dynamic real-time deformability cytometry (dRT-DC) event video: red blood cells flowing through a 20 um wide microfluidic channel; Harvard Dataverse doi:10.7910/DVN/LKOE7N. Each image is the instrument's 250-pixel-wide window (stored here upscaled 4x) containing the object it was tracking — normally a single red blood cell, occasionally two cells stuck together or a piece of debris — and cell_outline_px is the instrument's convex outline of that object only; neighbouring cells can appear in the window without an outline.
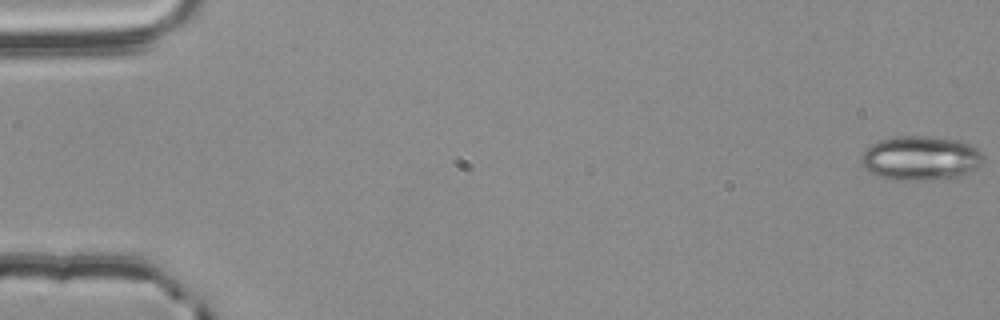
{"species": "common noctule bat (a hibernating species)", "species_latin": "Nyctalus noctula", "temperature_condition": "room temperature", "stored_images_in_passage": 56, "camera_frame_rate_fps": 3000, "um_per_image_px": 0.085, "animal": {"sex": "male", "body_mass_g": 20.4}, "frame": {"image": 1, "passage_image": 1, "time_ms": 0.0, "image_size_px": [1000, 320], "cell_outline_px": [[984, 156], [980, 164], [976, 168], [968, 172], [956, 176], [920, 180], [896, 180], [880, 176], [872, 172], [860, 160], [860, 156], [864, 148], [868, 144], [880, 140], [900, 136], [928, 136], [952, 140], [968, 144], [976, 148]], "centroid_in_image_um": [78.2, 13.42], "position_along_channel_um": 6.8, "area_um2": 30.92}}
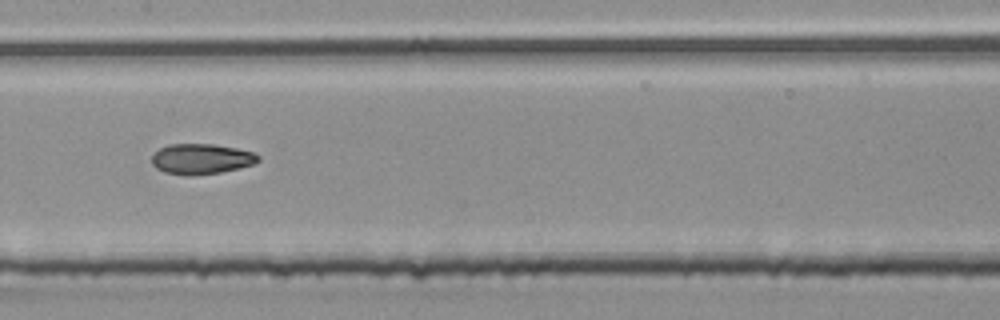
{"frame": {"image": 2, "passage_image": 29, "time_ms": 9.333, "image_size_px": [1000, 320], "cell_outline_px": [[260, 160], [252, 164], [220, 172], [192, 176], [188, 176], [164, 172], [156, 168], [152, 164], [152, 156], [160, 148], [168, 144], [216, 144], [236, 148], [252, 152], [260, 156]], "centroid_in_image_um": [17.08, 13.51], "position_along_channel_um": 190.3, "area_um2": 18.79}}
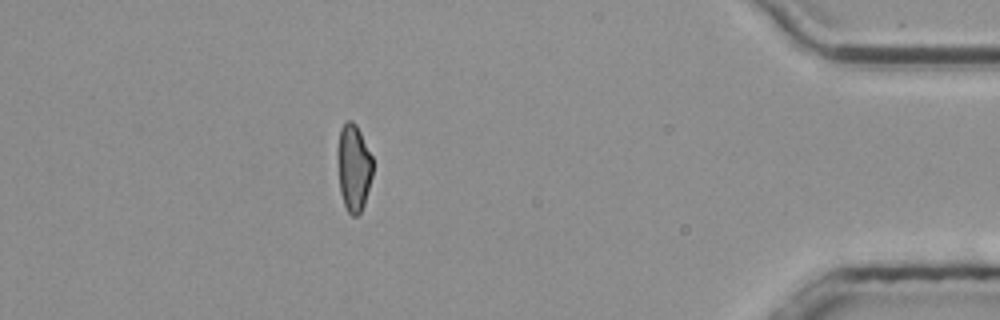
{"frame": {"image": 3, "passage_image": 50, "time_ms": 16.333, "image_size_px": [1000, 320], "cell_outline_px": [[372, 176], [364, 204], [360, 212], [356, 216], [352, 216], [348, 212], [344, 204], [340, 192], [336, 156], [336, 152], [340, 128], [344, 120], [352, 120], [356, 124], [372, 156]], "centroid_in_image_um": [30.03, 14.21], "position_along_channel_um": 405.2, "area_um2": 18.09}, "authors_computed_cell_mechanics": {"area_um2": 18.9006, "velocity_mm_per_s": 3.779, "shape_relaxation_time_tau1_ms": 7.0151, "shape_relaxation_time_tau2_ms": 3.2783, "deformation_change_tau1": 0.1748, "deformation_change_tau2": 0.0948}}